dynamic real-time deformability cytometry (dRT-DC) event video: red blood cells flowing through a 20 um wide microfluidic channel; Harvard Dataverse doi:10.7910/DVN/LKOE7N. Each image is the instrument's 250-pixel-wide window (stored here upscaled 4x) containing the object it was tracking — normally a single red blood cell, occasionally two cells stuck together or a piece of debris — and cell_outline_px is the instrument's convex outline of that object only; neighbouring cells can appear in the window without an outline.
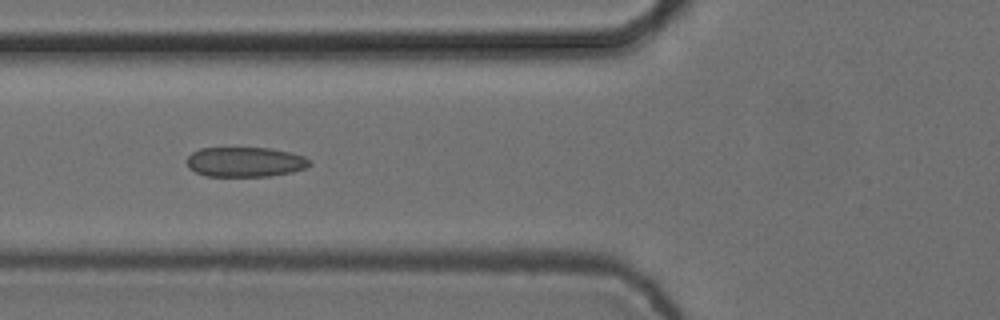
{"species": "common noctule bat (a hibernating species)", "species_latin": "Nyctalus noctula", "temperature_condition": "cold", "stored_images_in_passage": 9, "camera_frame_rate_fps": 3000, "um_per_image_px": 0.085, "animal": {"sex": "female", "body_mass_g": 24.6, "forearm_length_mm": 56.2}, "frame": {"image": 1, "passage_image": 6, "time_ms": 1.667, "image_size_px": [1000, 320], "cell_outline_px": [[312, 164], [308, 168], [292, 172], [268, 176], [204, 176], [188, 168], [188, 156], [192, 152], [200, 148], [268, 148], [292, 152], [304, 156], [312, 160]], "centroid_in_image_um": [20.89, 13.77], "position_along_channel_um": 104.9, "area_um2": 21.56}}
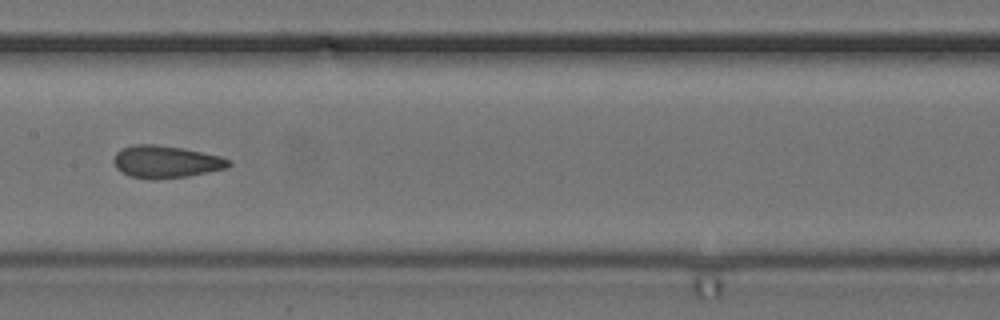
{"frame": {"image": 2, "passage_image": 8, "time_ms": 2.333, "image_size_px": [1000, 320], "cell_outline_px": [[232, 164], [228, 168], [188, 176], [156, 180], [152, 180], [128, 176], [120, 172], [116, 168], [112, 160], [116, 152], [120, 148], [132, 144], [156, 144], [184, 148], [220, 156], [228, 160]], "centroid_in_image_um": [14.05, 13.75], "position_along_channel_um": 193.4, "area_um2": 22.08}}
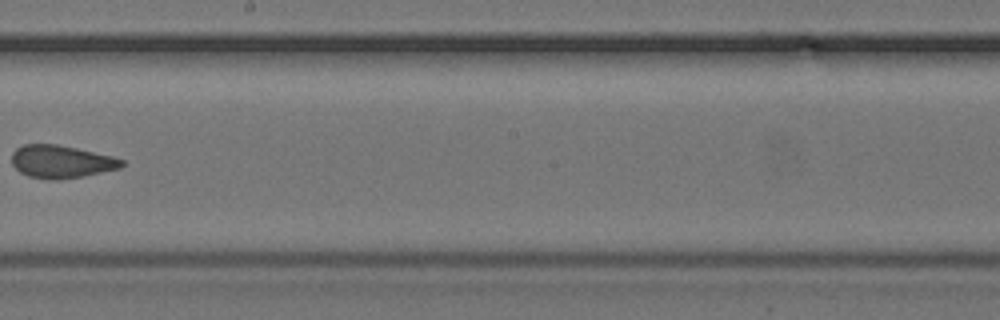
{"frame": {"image": 3, "passage_image": 9, "time_ms": 2.667, "image_size_px": [1000, 320], "cell_outline_px": [[124, 164], [120, 168], [84, 176], [60, 180], [48, 180], [28, 176], [20, 172], [12, 164], [12, 152], [16, 148], [24, 144], [56, 144], [76, 148], [112, 156], [124, 160]], "centroid_in_image_um": [5.19, 13.75], "position_along_channel_um": 243.0, "area_um2": 21.1}}